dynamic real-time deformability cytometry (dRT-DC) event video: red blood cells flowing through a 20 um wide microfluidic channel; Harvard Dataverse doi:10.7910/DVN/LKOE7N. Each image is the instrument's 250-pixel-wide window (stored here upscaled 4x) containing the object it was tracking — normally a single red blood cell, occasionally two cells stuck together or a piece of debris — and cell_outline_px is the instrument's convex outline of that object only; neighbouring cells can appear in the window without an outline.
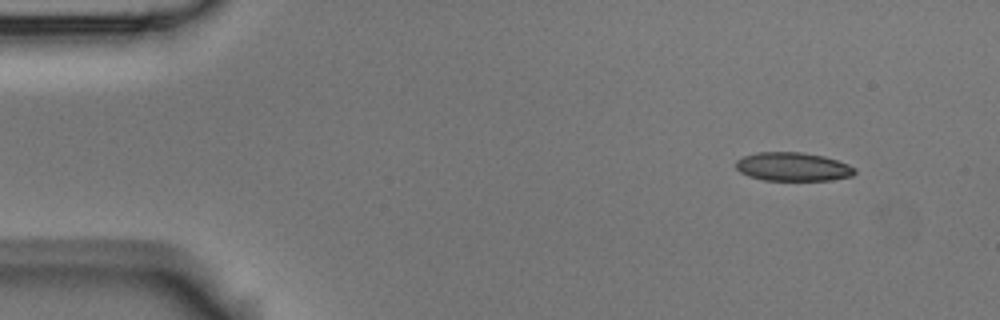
{"species": "Egyptian fruit bat (a non-hibernating species)", "species_latin": "Rousettus aegyptiacus", "temperature_condition": "room temperature", "stored_images_in_passage": 5, "segment_of_instrument_passage": [1, 2], "camera_frame_rate_fps": 3000, "um_per_image_px": 0.085, "animal": {"sex": "male"}, "frame": {"image": 1, "passage_image": 1, "time_ms": 0.0, "image_size_px": [1000, 320], "cell_outline_px": [[856, 172], [852, 176], [832, 180], [764, 180], [748, 176], [740, 172], [736, 168], [736, 160], [744, 156], [756, 152], [804, 152], [824, 156], [848, 164], [856, 168]], "centroid_in_image_um": [67.4, 14.17], "position_along_channel_um": 17.6, "area_um2": 19.94}}